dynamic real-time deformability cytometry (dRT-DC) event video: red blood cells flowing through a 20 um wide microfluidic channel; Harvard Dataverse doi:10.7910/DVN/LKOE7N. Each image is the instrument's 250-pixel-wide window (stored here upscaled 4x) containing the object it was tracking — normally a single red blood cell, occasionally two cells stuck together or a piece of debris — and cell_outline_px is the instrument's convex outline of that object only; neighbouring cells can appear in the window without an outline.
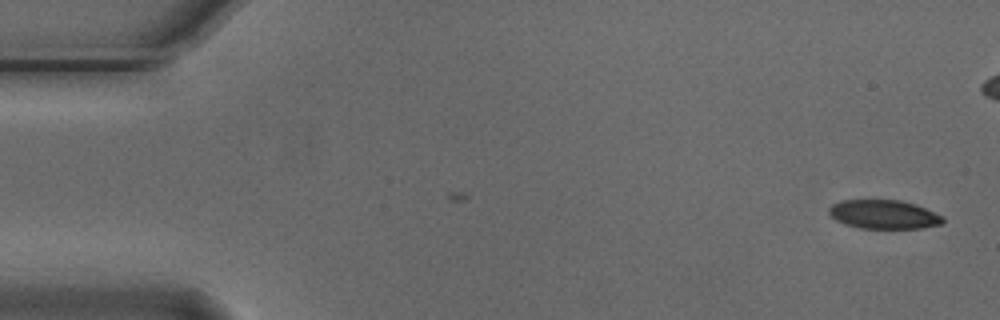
{"species": "Egyptian fruit bat (a non-hibernating species)", "species_latin": "Rousettus aegyptiacus", "temperature_condition": "cold", "stored_images_in_passage": 2, "camera_frame_rate_fps": 3000, "um_per_image_px": 0.085, "animal": {"sex": "male"}, "frame": {"image": 1, "passage_image": 2, "time_ms": 0.333, "image_size_px": [1000, 320], "cell_outline_px": [[944, 220], [940, 224], [920, 228], [860, 228], [844, 224], [836, 220], [828, 212], [828, 208], [832, 204], [840, 200], [900, 200], [916, 204], [944, 216]], "centroid_in_image_um": [75.11, 18.21], "position_along_channel_um": 9.9, "area_um2": 19.19}}